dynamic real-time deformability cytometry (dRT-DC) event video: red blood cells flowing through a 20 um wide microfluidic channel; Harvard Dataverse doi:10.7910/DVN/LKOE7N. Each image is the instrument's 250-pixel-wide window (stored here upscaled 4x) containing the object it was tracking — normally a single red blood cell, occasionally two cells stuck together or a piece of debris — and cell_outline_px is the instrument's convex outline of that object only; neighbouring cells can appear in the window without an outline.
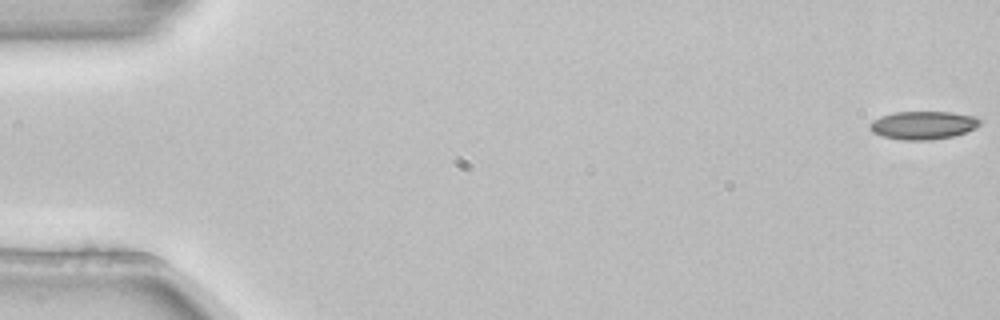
{"species": "common noctule bat (a hibernating species)", "species_latin": "Nyctalus noctula", "temperature_condition": "room temperature", "stored_images_in_passage": 4, "camera_frame_rate_fps": 3000, "um_per_image_px": 0.085, "animal": {"sex": "female", "body_mass_g": 22.7, "forearm_length_mm": 54.2}, "frame": {"image": 1, "passage_image": 1, "time_ms": 0.0, "image_size_px": [1000, 320], "cell_outline_px": [[980, 124], [976, 128], [952, 136], [932, 140], [900, 140], [880, 136], [872, 132], [868, 128], [868, 124], [872, 120], [880, 116], [896, 112], [952, 112], [976, 116], [980, 120]], "centroid_in_image_um": [78.42, 10.64], "position_along_channel_um": 6.6, "area_um2": 18.26}}
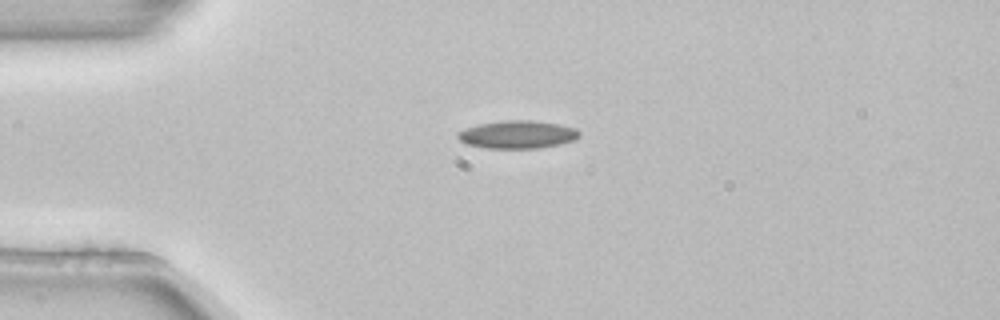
{"frame": {"image": 2, "passage_image": 4, "time_ms": 1.0, "image_size_px": [1000, 320], "cell_outline_px": [[580, 136], [576, 140], [560, 144], [540, 148], [488, 148], [468, 144], [460, 140], [456, 136], [456, 132], [464, 128], [480, 124], [508, 120], [532, 120], [560, 124], [576, 128], [580, 132]], "centroid_in_image_um": [44.02, 11.43], "position_along_channel_um": 41.0, "area_um2": 19.83}}